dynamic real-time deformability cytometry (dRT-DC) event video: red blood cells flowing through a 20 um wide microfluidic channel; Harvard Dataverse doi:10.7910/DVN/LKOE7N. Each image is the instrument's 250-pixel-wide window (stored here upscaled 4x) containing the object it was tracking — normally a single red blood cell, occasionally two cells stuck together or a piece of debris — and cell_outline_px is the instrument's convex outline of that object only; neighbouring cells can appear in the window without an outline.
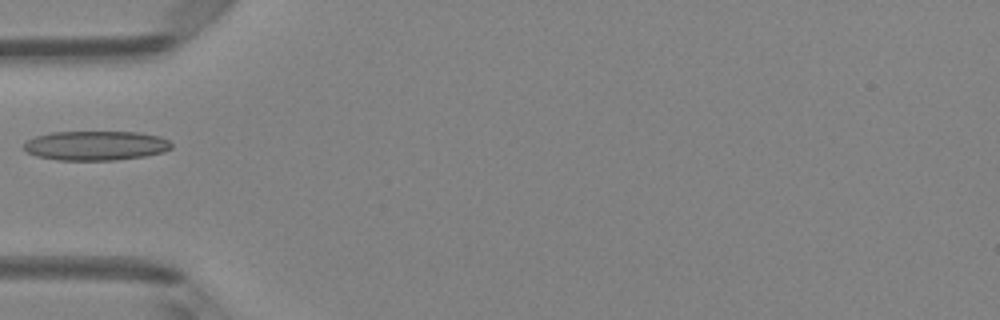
{"species": "Egyptian fruit bat (a non-hibernating species)", "species_latin": "Rousettus aegyptiacus", "temperature_condition": "room temperature", "stored_images_in_passage": 6, "camera_frame_rate_fps": 3000, "um_per_image_px": 0.085, "animal": {"sex": "female"}, "frame": {"image": 1, "passage_image": 5, "time_ms": 1.333, "image_size_px": [1000, 320], "cell_outline_px": [[172, 148], [164, 152], [144, 156], [116, 160], [56, 160], [36, 156], [28, 152], [24, 148], [24, 144], [28, 140], [36, 136], [52, 132], [136, 132], [160, 136], [168, 140], [172, 144]], "centroid_in_image_um": [8.16, 12.38], "position_along_channel_um": 76.8, "area_um2": 25.32}}
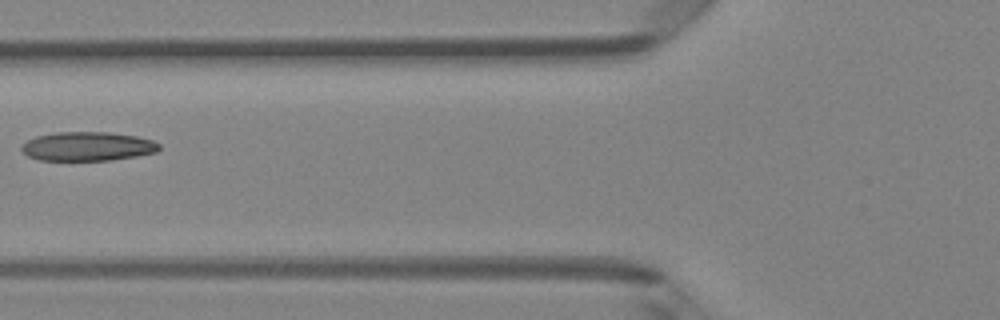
{"frame": {"image": 2, "passage_image": 6, "time_ms": 1.667, "image_size_px": [1000, 320], "cell_outline_px": [[160, 148], [156, 152], [136, 156], [112, 160], [40, 160], [28, 156], [20, 148], [28, 140], [36, 136], [56, 132], [108, 132], [136, 136], [152, 140], [160, 144]], "centroid_in_image_um": [7.46, 12.44], "position_along_channel_um": 118.3, "area_um2": 23.18}}